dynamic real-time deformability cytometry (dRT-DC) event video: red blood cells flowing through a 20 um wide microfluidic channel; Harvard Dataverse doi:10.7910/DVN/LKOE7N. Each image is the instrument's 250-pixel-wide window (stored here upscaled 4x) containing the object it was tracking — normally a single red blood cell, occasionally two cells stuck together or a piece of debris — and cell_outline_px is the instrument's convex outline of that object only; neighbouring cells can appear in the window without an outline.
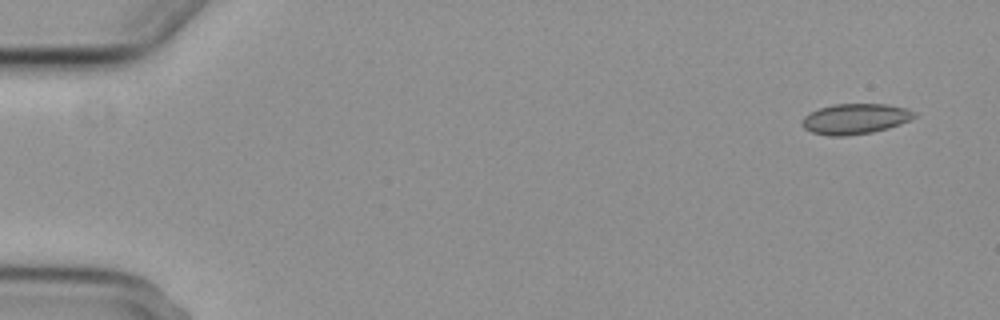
{"species": "common noctule bat (a hibernating species)", "species_latin": "Nyctalus noctula", "temperature_condition": "cold", "stored_images_in_passage": 6, "camera_frame_rate_fps": 3000, "um_per_image_px": 0.085, "animal": {"sex": "female", "body_mass_g": 29.2, "forearm_length_mm": 56.3}, "frame": {"image": 1, "passage_image": 1, "time_ms": 0.0, "image_size_px": [1000, 320], "cell_outline_px": [[916, 116], [900, 124], [888, 128], [872, 132], [844, 136], [828, 136], [812, 132], [804, 128], [800, 124], [804, 116], [808, 112], [832, 104], [888, 104], [904, 108], [916, 112]], "centroid_in_image_um": [72.65, 10.1], "position_along_channel_um": 12.4, "area_um2": 19.94}}
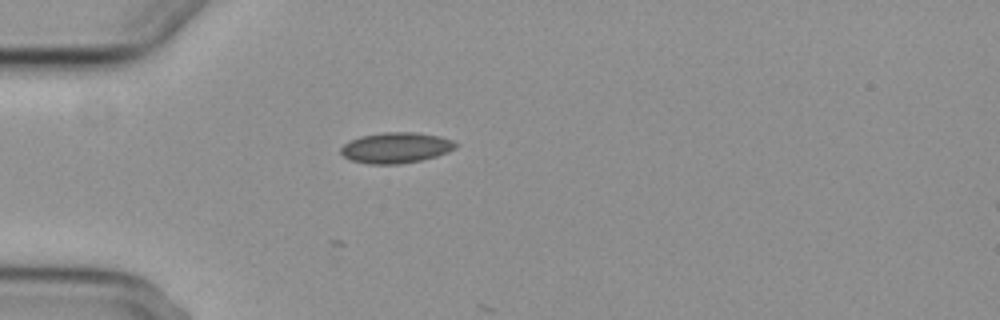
{"frame": {"image": 2, "passage_image": 4, "time_ms": 4.333, "image_size_px": [1000, 320], "cell_outline_px": [[460, 144], [456, 148], [448, 152], [436, 156], [420, 160], [400, 164], [368, 164], [352, 160], [344, 156], [340, 152], [340, 148], [348, 140], [360, 136], [384, 132], [416, 132], [440, 136], [452, 140]], "centroid_in_image_um": [33.66, 12.55], "position_along_channel_um": 51.3, "area_um2": 20.69}}